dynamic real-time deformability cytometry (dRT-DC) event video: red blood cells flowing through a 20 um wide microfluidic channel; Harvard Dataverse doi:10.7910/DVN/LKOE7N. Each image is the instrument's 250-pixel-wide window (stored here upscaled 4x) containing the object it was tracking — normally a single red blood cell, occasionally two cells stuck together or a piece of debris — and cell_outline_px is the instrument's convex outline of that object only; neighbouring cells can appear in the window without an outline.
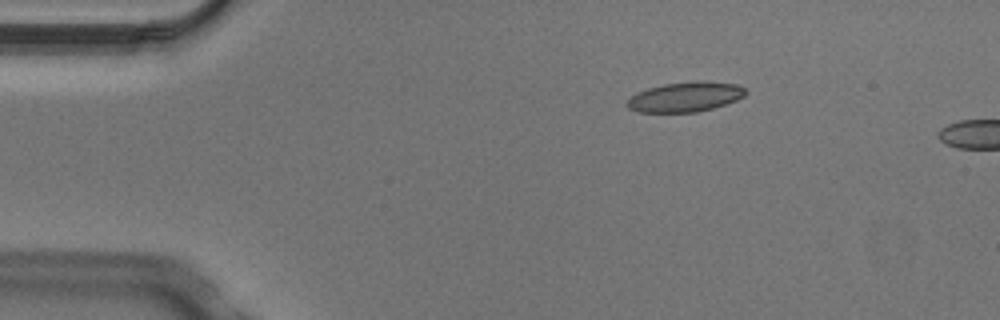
{"species": "Egyptian fruit bat (a non-hibernating species)", "species_latin": "Rousettus aegyptiacus", "temperature_condition": "cold", "stored_images_in_passage": 2, "camera_frame_rate_fps": 3000, "um_per_image_px": 0.085, "animal": {"sex": "male"}, "frame": {"image": 1, "passage_image": 1, "time_ms": 0.0, "image_size_px": [1000, 320], "cell_outline_px": [[748, 92], [744, 96], [736, 100], [712, 108], [696, 112], [636, 112], [628, 108], [624, 104], [636, 92], [648, 88], [664, 84], [696, 80], [736, 84], [744, 88]], "centroid_in_image_um": [58.22, 8.23], "position_along_channel_um": 26.8, "area_um2": 20.63}}